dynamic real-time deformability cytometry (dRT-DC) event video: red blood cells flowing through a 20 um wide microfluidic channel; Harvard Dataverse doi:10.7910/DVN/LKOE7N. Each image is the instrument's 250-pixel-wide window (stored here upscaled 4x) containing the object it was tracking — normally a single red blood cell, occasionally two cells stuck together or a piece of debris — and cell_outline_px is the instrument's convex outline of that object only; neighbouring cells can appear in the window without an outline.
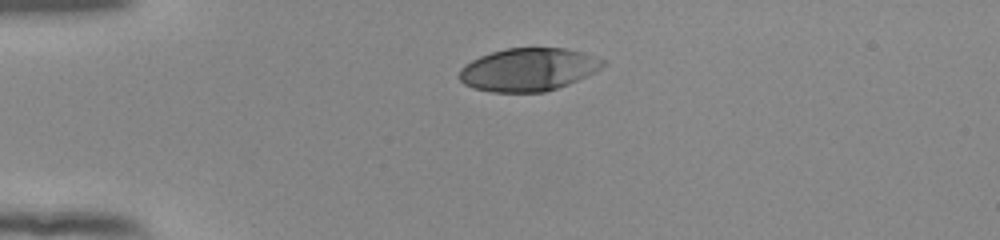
{"species": "human", "species_latin": "Homo sapiens", "temperature_condition": "room temperature", "stored_images_in_passage": 41, "camera_frame_rate_fps": 3000, "um_per_image_px": 0.085, "donor": {"sex": "female"}, "frame": {"image": 1, "passage_image": 1, "time_ms": 0.0, "image_size_px": [1000, 240], "cell_outline_px": [[608, 64], [568, 84], [544, 92], [492, 92], [472, 88], [464, 84], [456, 76], [460, 68], [464, 64], [480, 56], [492, 52], [508, 48], [564, 48], [584, 52], [604, 60]], "centroid_in_image_um": [44.86, 5.91], "position_along_channel_um": 40.1, "area_um2": 35.89}}
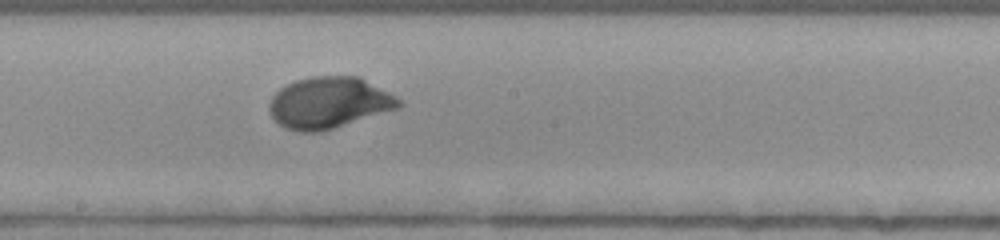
{"frame": {"image": 2, "passage_image": 18, "time_ms": 5.667, "image_size_px": [1000, 240], "cell_outline_px": [[404, 104], [400, 108], [320, 132], [300, 132], [284, 128], [272, 116], [268, 108], [268, 104], [272, 96], [280, 88], [296, 80], [312, 76], [360, 76], [396, 96]], "centroid_in_image_um": [27.98, 8.73], "position_along_channel_um": 220.2, "area_um2": 38.9}}
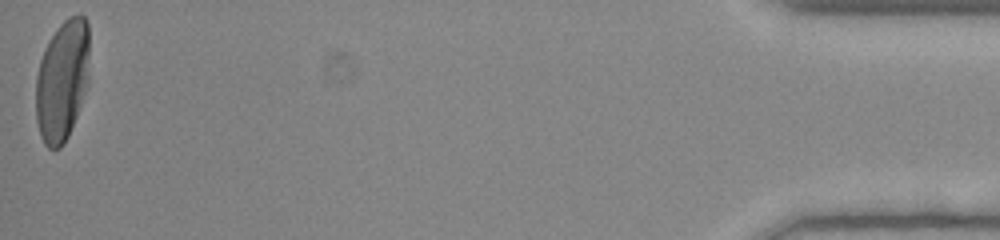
{"frame": {"image": 3, "passage_image": 41, "time_ms": 13.333, "image_size_px": [1000, 240], "cell_outline_px": [[88, 84], [76, 116], [68, 136], [60, 148], [48, 148], [44, 144], [40, 136], [36, 120], [36, 76], [40, 60], [44, 48], [48, 40], [56, 28], [68, 16], [84, 16], [88, 20]], "centroid_in_image_um": [5.27, 6.83], "position_along_channel_um": 429.9, "area_um2": 37.92}, "authors_computed_cell_mechanics": {"area_um2": 37.3966, "velocity_mm_per_s": 3.873, "shape_relaxation_time_tau1_ms": 2.5725, "shape_relaxation_time_tau2_ms": null, "deformation_change_tau1": 0.1932, "deformation_change_tau2": null}}